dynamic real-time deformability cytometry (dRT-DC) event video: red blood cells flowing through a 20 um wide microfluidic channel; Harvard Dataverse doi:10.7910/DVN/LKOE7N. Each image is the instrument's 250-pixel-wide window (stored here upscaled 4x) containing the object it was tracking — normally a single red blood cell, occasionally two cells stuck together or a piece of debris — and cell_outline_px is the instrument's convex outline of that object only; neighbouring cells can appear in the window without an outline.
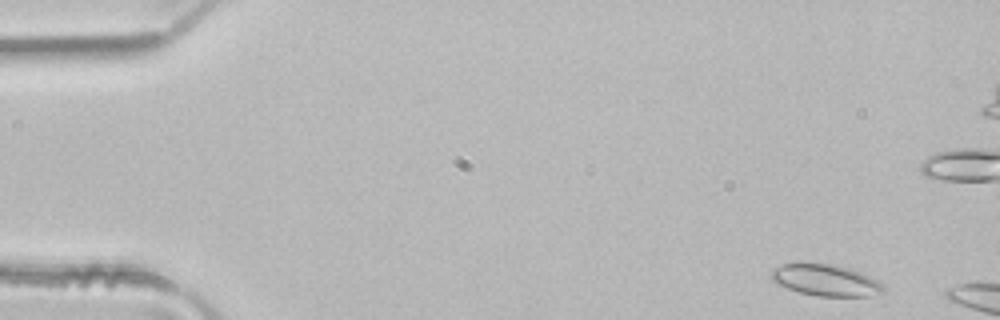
{"species": "common noctule bat (a hibernating species)", "species_latin": "Nyctalus noctula", "temperature_condition": "room temperature", "stored_images_in_passage": 6, "camera_frame_rate_fps": 3000, "um_per_image_px": 0.085, "animal": {"sex": "male", "body_mass_g": 21.5, "forearm_length_mm": 52.0}, "frame": {"image": 1, "passage_image": 1, "time_ms": 0.0, "image_size_px": [1000, 320], "cell_outline_px": [[884, 292], [868, 296], [816, 296], [800, 292], [776, 284], [768, 276], [768, 272], [772, 268], [784, 264], [832, 264], [848, 268], [872, 276], [880, 280], [884, 288]], "centroid_in_image_um": [70.17, 23.82], "position_along_channel_um": 14.8, "area_um2": 20.69}}
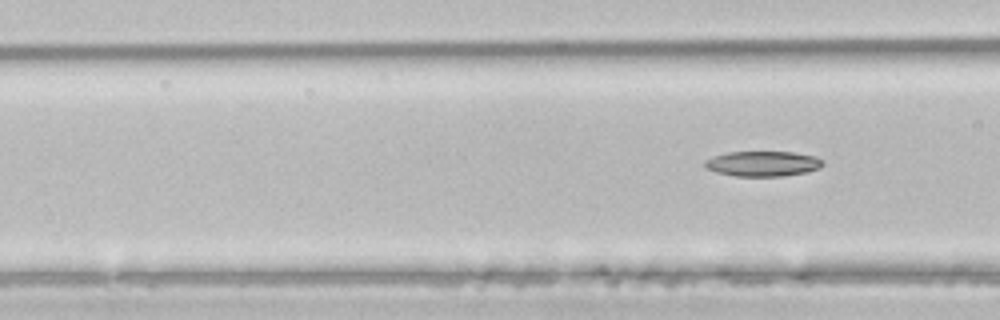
{"frame": {"image": 2, "passage_image": 6, "time_ms": 1.667, "image_size_px": [1000, 320], "cell_outline_px": [[824, 164], [820, 168], [808, 172], [784, 176], [736, 176], [716, 172], [708, 168], [704, 164], [704, 160], [712, 156], [728, 152], [792, 152], [812, 156], [824, 160]], "centroid_in_image_um": [64.85, 13.91], "position_along_channel_um": 101.8, "area_um2": 17.34}}